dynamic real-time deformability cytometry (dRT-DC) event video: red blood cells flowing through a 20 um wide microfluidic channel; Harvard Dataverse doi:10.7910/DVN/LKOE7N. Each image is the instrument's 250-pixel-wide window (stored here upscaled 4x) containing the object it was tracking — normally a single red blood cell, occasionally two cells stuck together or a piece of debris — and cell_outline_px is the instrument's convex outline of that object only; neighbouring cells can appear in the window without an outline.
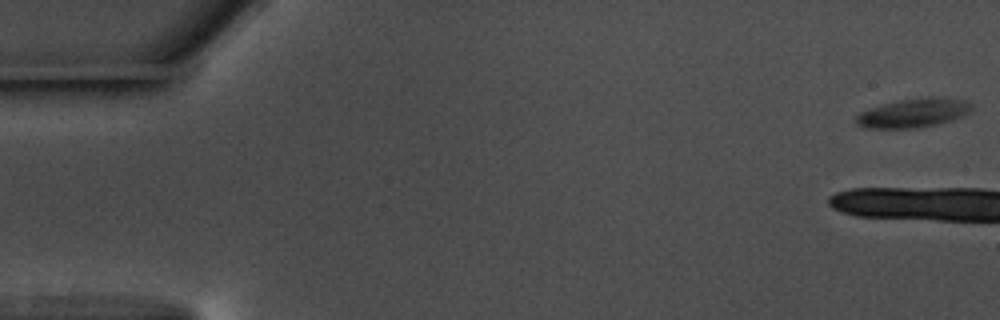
{"species": "common noctule bat (a hibernating species)", "species_latin": "Nyctalus noctula", "temperature_condition": "warm", "stored_images_in_passage": 6, "camera_frame_rate_fps": 3000, "um_per_image_px": 0.085, "animal": {"sex": "male", "body_mass_g": 17.5, "forearm_length_mm": 52.3}, "frame": {"image": 1, "passage_image": 1, "time_ms": 0.0, "image_size_px": [1000, 320], "cell_outline_px": [[972, 108], [964, 116], [952, 120], [920, 128], [864, 128], [856, 124], [856, 116], [860, 112], [884, 104], [900, 100], [964, 100], [972, 104]], "centroid_in_image_um": [77.58, 9.67], "position_along_channel_um": 7.4, "area_um2": 18.5}}